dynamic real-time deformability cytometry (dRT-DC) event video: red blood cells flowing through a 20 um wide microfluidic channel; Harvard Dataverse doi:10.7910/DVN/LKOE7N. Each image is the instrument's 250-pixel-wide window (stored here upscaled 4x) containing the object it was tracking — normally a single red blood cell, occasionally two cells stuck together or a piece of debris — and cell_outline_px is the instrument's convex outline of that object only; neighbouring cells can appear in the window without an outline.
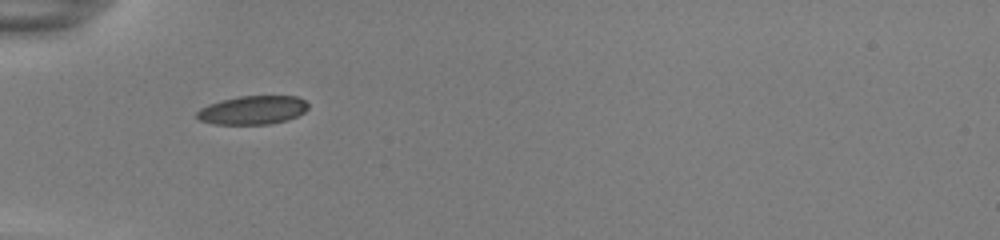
{"species": "common noctule bat (a hibernating species)", "species_latin": "Nyctalus noctula", "temperature_condition": "room temperature", "stored_images_in_passage": 36, "camera_frame_rate_fps": 3000, "um_per_image_px": 0.085, "animal": {"sex": "female", "body_mass_g": 22.0, "forearm_length_mm": 56.7}, "frame": {"image": 1, "passage_image": 1, "time_ms": 0.0, "image_size_px": [1000, 240], "cell_outline_px": [[308, 108], [304, 112], [296, 116], [284, 120], [268, 124], [212, 124], [200, 120], [196, 116], [196, 112], [200, 108], [208, 104], [220, 100], [240, 96], [296, 96], [304, 100], [308, 104]], "centroid_in_image_um": [21.44, 9.35], "position_along_channel_um": 63.6, "area_um2": 18.5}}
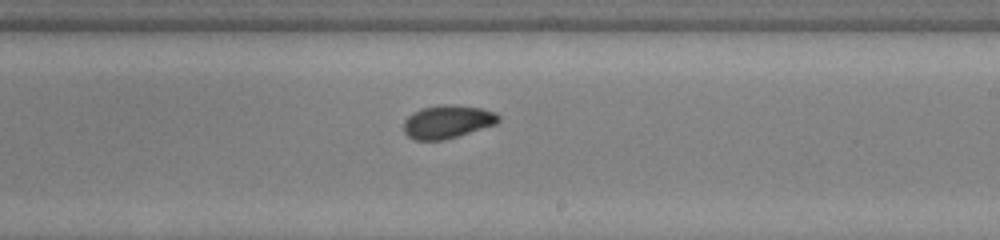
{"frame": {"image": 2, "passage_image": 16, "time_ms": 5.0, "image_size_px": [1000, 240], "cell_outline_px": [[500, 120], [496, 124], [444, 140], [416, 140], [408, 136], [404, 132], [404, 120], [412, 112], [420, 108], [440, 104], [456, 104], [484, 108], [496, 112], [500, 116]], "centroid_in_image_um": [38.04, 10.32], "position_along_channel_um": 251.0, "area_um2": 18.61}}
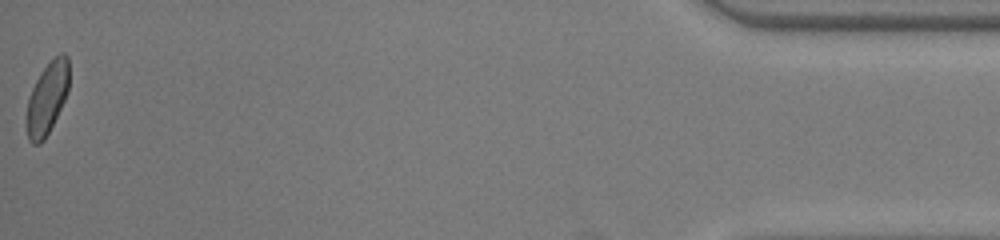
{"frame": {"image": 3, "passage_image": 36, "time_ms": 11.667, "image_size_px": [1000, 240], "cell_outline_px": [[68, 92], [44, 140], [40, 144], [32, 144], [28, 140], [28, 100], [32, 88], [40, 72], [60, 52], [64, 52], [68, 56]], "centroid_in_image_um": [4.02, 8.31], "position_along_channel_um": 431.2, "area_um2": 17.28}, "authors_computed_cell_mechanics": {"area_um2": 18.2937, "velocity_mm_per_s": 3.8784, "shape_relaxation_time_tau1_ms": 4.6599, "shape_relaxation_time_tau2_ms": 2.2002, "deformation_change_tau1": 0.1357, "deformation_change_tau2": 0.0551}}